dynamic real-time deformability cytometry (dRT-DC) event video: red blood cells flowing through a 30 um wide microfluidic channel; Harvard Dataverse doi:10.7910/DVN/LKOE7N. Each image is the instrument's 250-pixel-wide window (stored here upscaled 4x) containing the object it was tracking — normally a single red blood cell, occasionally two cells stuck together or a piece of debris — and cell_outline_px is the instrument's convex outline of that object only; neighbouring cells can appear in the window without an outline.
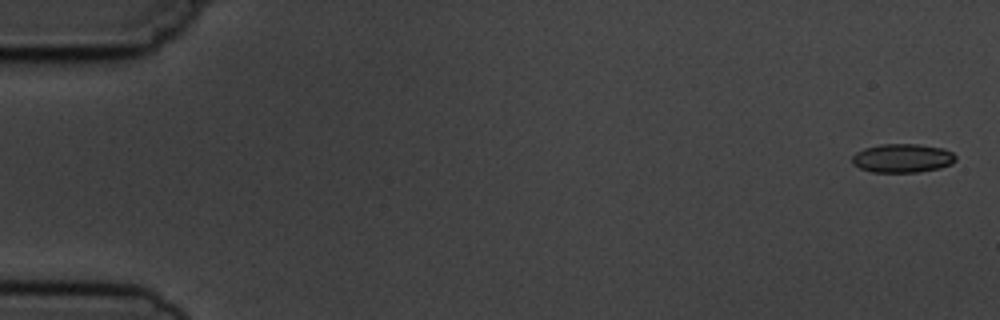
{"species": "common noctule bat (a hibernating species)", "species_latin": "Nyctalus noctula", "temperature_condition": "cold", "stored_images_in_passage": 5, "camera_frame_rate_fps": 3000, "um_per_image_px": 0.085, "animal": {"sex": "male", "body_mass_g": 19.5, "forearm_length_mm": 54.6}, "frame": {"image": 1, "passage_image": 1, "time_ms": 0.0, "image_size_px": [1000, 320], "cell_outline_px": [[956, 160], [952, 164], [940, 168], [916, 172], [872, 172], [860, 168], [852, 164], [852, 156], [856, 152], [864, 148], [880, 144], [920, 144], [944, 148], [952, 152], [956, 156]], "centroid_in_image_um": [76.72, 13.44], "position_along_channel_um": 8.3, "area_um2": 17.51}}